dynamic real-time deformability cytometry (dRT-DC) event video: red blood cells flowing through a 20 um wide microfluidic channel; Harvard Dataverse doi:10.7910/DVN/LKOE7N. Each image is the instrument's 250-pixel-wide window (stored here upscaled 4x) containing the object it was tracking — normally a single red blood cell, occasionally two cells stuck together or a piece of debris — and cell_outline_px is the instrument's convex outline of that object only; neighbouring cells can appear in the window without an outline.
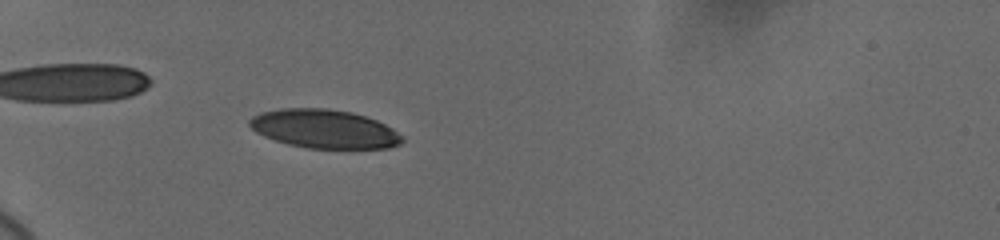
{"species": "human", "species_latin": "Homo sapiens", "temperature_condition": "cold", "stored_images_in_passage": 31, "camera_frame_rate_fps": 3000, "um_per_image_px": 0.085, "donor": {"sex": "female"}, "frame": {"image": 1, "passage_image": 23, "time_ms": 6.667, "image_size_px": [1000, 240], "cell_outline_px": [[404, 140], [400, 144], [388, 148], [308, 148], [288, 144], [264, 136], [256, 132], [248, 124], [248, 120], [252, 116], [260, 112], [280, 108], [328, 108], [352, 112], [376, 120], [392, 128], [404, 136]], "centroid_in_image_um": [27.56, 10.95], "position_along_channel_um": 57.4, "area_um2": 34.51}}
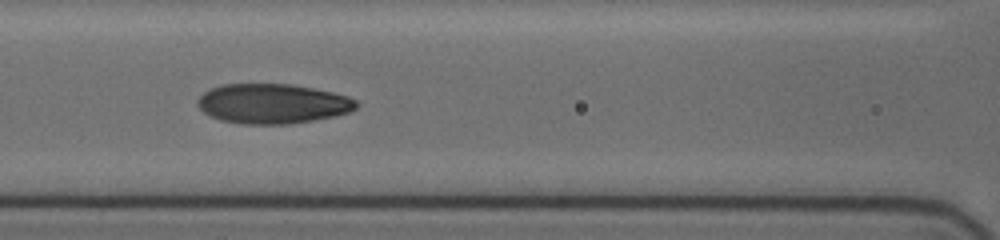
{"frame": {"image": 2, "passage_image": 28, "time_ms": 9.667, "image_size_px": [1000, 240], "cell_outline_px": [[360, 104], [352, 112], [336, 116], [288, 124], [240, 124], [220, 120], [204, 112], [196, 104], [200, 96], [204, 92], [212, 88], [224, 84], [288, 84], [312, 88], [332, 92], [348, 96], [356, 100]], "centroid_in_image_um": [23.2, 8.82], "position_along_channel_um": 143.4, "area_um2": 36.82}}
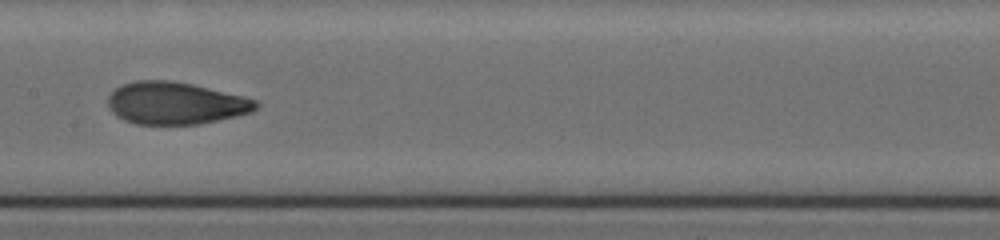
{"frame": {"image": 3, "passage_image": 30, "time_ms": 11.0, "image_size_px": [1000, 240], "cell_outline_px": [[260, 104], [252, 112], [236, 116], [200, 124], [136, 124], [124, 120], [116, 116], [108, 108], [108, 96], [120, 84], [136, 80], [168, 80], [192, 84], [244, 96], [256, 100]], "centroid_in_image_um": [14.9, 8.77], "position_along_channel_um": 192.5, "area_um2": 36.59}}